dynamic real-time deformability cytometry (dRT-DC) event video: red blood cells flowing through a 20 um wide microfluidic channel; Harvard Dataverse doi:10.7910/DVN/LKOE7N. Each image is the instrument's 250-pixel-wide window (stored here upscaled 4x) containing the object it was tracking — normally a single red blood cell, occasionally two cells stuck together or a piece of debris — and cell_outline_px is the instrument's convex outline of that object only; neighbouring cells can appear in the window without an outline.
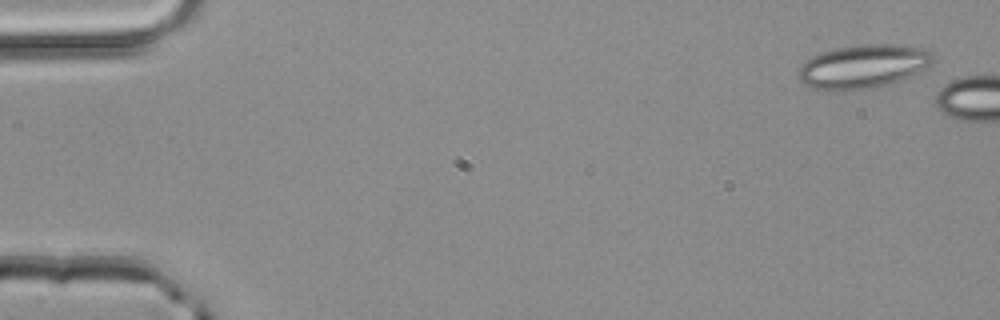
{"species": "common noctule bat (a hibernating species)", "species_latin": "Nyctalus noctula", "temperature_condition": "room temperature", "stored_images_in_passage": 13, "camera_frame_rate_fps": 3000, "um_per_image_px": 0.085, "animal": {"sex": "male", "body_mass_g": 20.4}, "frame": {"image": 1, "passage_image": 3, "time_ms": 0.667, "image_size_px": [1000, 320], "cell_outline_px": [[936, 60], [916, 72], [900, 80], [888, 84], [872, 88], [840, 92], [836, 92], [816, 88], [804, 84], [796, 76], [796, 72], [800, 64], [812, 56], [836, 48], [864, 44], [900, 44], [928, 48], [936, 56]], "centroid_in_image_um": [73.36, 5.64], "position_along_channel_um": 11.6, "area_um2": 34.68}}